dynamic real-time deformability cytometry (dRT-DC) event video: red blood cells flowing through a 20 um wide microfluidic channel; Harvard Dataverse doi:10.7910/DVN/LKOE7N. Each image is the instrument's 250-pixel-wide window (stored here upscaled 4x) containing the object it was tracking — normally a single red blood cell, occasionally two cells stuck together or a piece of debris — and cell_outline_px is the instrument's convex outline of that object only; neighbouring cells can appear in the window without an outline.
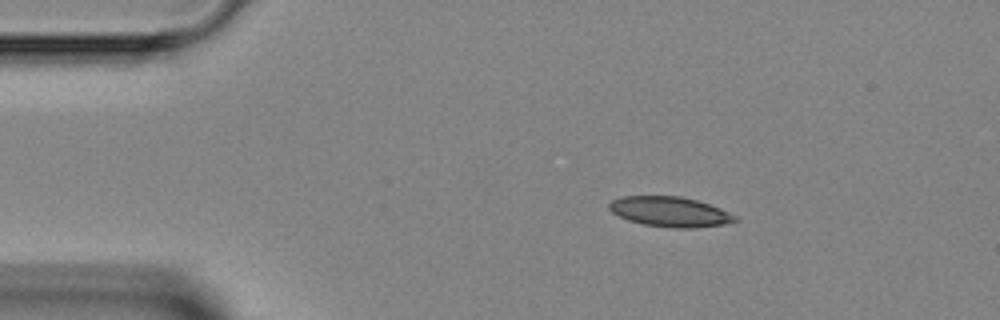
{"species": "Egyptian fruit bat (a non-hibernating species)", "species_latin": "Rousettus aegyptiacus", "temperature_condition": "room temperature", "stored_images_in_passage": 39, "camera_frame_rate_fps": 3000, "um_per_image_px": 0.085, "animal": {"sex": "female"}, "frame": {"image": 1, "passage_image": 1, "time_ms": 0.0, "image_size_px": [1000, 320], "cell_outline_px": [[740, 220], [724, 224], [692, 228], [672, 228], [644, 224], [628, 220], [612, 212], [608, 208], [608, 204], [612, 200], [620, 196], [680, 196], [696, 200], [720, 208], [736, 216]], "centroid_in_image_um": [56.93, 17.99], "position_along_channel_um": 28.1, "area_um2": 21.96}}
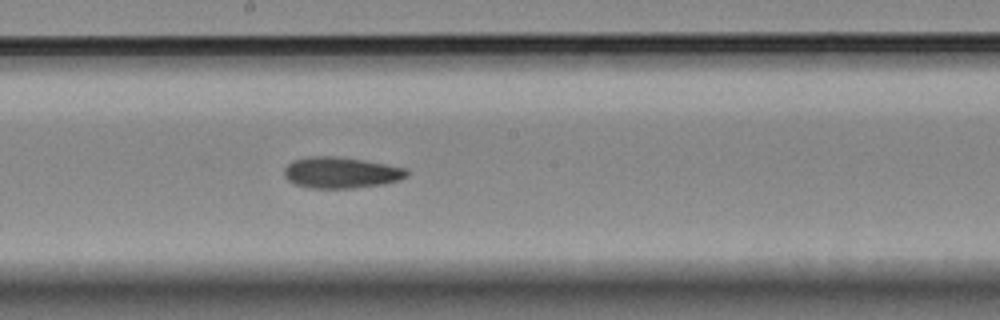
{"frame": {"image": 2, "passage_image": 18, "time_ms": 5.667, "image_size_px": [1000, 320], "cell_outline_px": [[408, 176], [400, 180], [384, 184], [352, 188], [312, 188], [296, 184], [288, 180], [284, 176], [284, 168], [292, 160], [308, 156], [336, 156], [364, 160], [408, 168]], "centroid_in_image_um": [29.0, 14.66], "position_along_channel_um": 219.2, "area_um2": 22.43}}
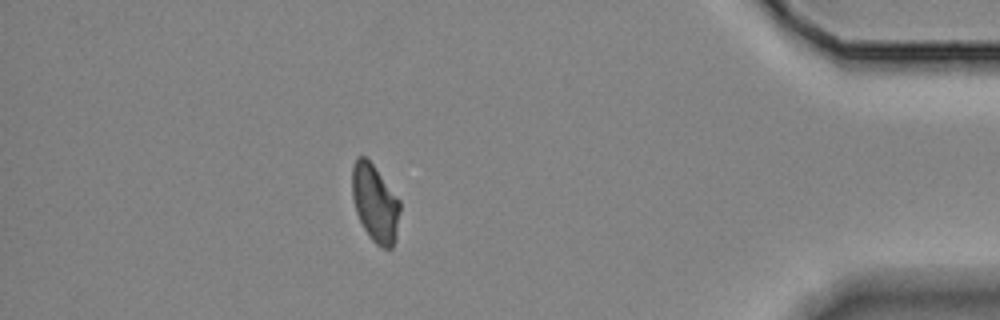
{"frame": {"image": 3, "passage_image": 34, "time_ms": 11.0, "image_size_px": [1000, 320], "cell_outline_px": [[400, 212], [396, 240], [392, 248], [384, 248], [376, 244], [368, 236], [356, 212], [352, 196], [352, 168], [356, 160], [360, 156], [364, 156], [372, 164], [400, 200]], "centroid_in_image_um": [31.89, 17.31], "position_along_channel_um": 403.3, "area_um2": 21.44}}